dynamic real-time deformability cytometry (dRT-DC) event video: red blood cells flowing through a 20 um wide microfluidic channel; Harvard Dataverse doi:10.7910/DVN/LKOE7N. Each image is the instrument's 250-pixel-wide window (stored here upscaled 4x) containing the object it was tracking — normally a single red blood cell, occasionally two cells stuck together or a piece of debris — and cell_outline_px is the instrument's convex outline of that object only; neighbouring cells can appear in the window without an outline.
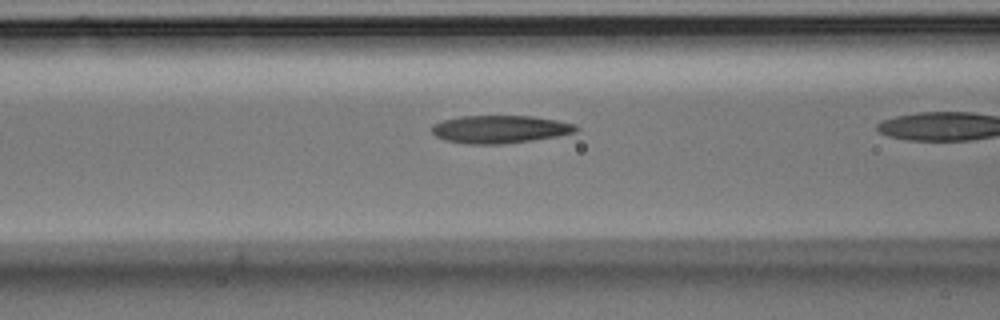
{"species": "Egyptian fruit bat (a non-hibernating species)", "species_latin": "Rousettus aegyptiacus", "temperature_condition": "room temperature", "stored_images_in_passage": 34, "camera_frame_rate_fps": 3000, "um_per_image_px": 0.085, "animal": {"sex": "male"}, "frame": {"image": 1, "passage_image": 13, "time_ms": 4.0, "image_size_px": [1000, 320], "cell_outline_px": [[580, 128], [576, 132], [556, 136], [532, 140], [504, 144], [468, 144], [444, 140], [436, 136], [432, 132], [432, 124], [444, 120], [460, 116], [532, 116], [556, 120], [576, 124]], "centroid_in_image_um": [42.5, 10.98], "position_along_channel_um": 124.1, "area_um2": 23.41}}
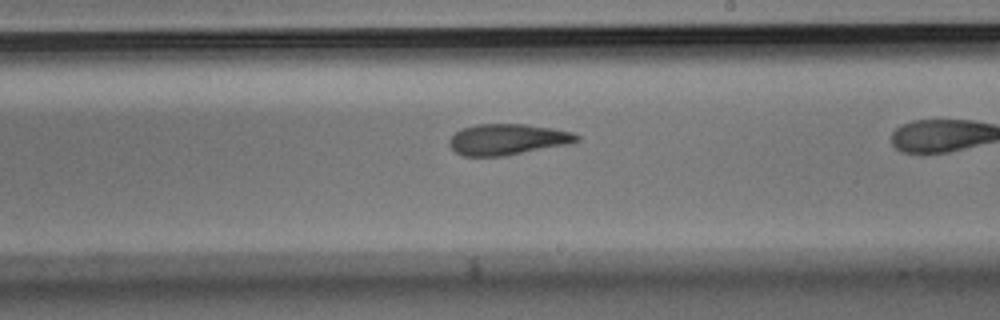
{"frame": {"image": 2, "passage_image": 23, "time_ms": 7.333, "image_size_px": [1000, 320], "cell_outline_px": [[580, 140], [572, 144], [504, 156], [464, 156], [456, 152], [448, 144], [448, 140], [460, 128], [476, 124], [528, 124], [552, 128], [572, 132], [580, 136]], "centroid_in_image_um": [43.17, 11.85], "position_along_channel_um": 245.8, "area_um2": 23.29}}
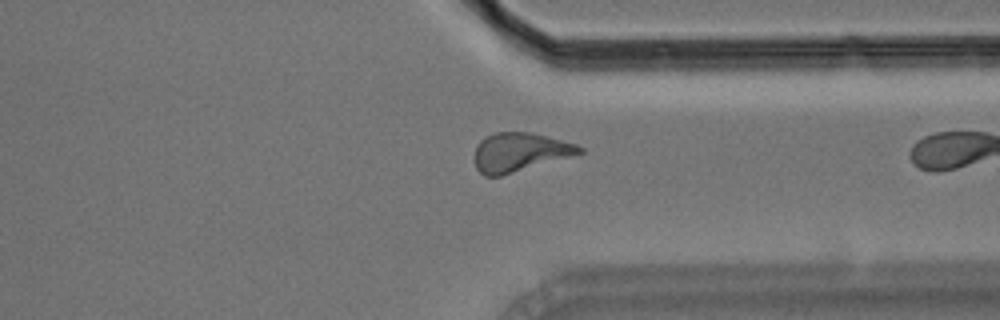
{"frame": {"image": 3, "passage_image": 33, "time_ms": 10.667, "image_size_px": [1000, 320], "cell_outline_px": [[584, 152], [500, 176], [484, 176], [476, 168], [476, 144], [484, 136], [496, 132], [532, 132], [576, 144], [584, 148]], "centroid_in_image_um": [44.15, 12.92], "position_along_channel_um": 367.2, "area_um2": 23.47}}